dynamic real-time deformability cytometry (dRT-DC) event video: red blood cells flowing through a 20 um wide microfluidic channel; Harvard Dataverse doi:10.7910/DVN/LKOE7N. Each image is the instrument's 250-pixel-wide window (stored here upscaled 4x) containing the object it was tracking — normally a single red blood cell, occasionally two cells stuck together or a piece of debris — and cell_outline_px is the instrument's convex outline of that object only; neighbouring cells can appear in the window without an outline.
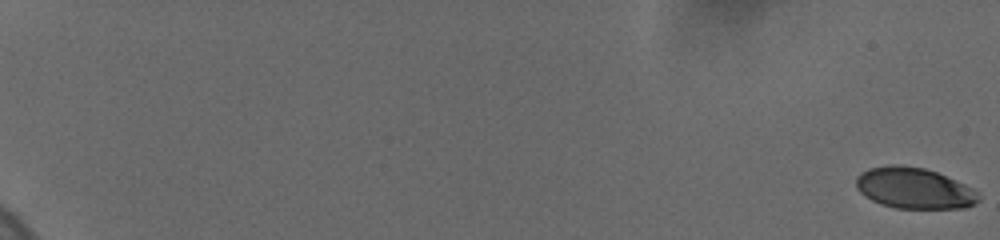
{"species": "human", "species_latin": "Homo sapiens", "temperature_condition": "cold", "stored_images_in_passage": 18, "camera_frame_rate_fps": 3000, "um_per_image_px": 0.085, "donor": {"sex": "female"}, "frame": {"image": 1, "passage_image": 1, "time_ms": 0.0, "image_size_px": [1000, 240], "cell_outline_px": [[980, 200], [976, 204], [964, 208], [896, 208], [880, 204], [864, 196], [856, 188], [856, 176], [860, 172], [868, 168], [888, 164], [900, 164], [924, 168], [936, 172], [956, 180], [980, 192]], "centroid_in_image_um": [77.69, 15.99], "position_along_channel_um": 7.3, "area_um2": 29.65}}
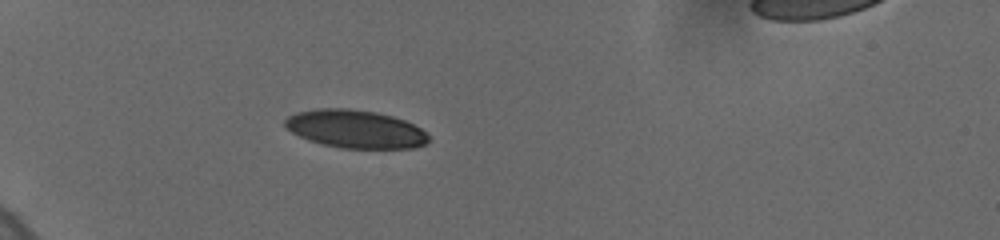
{"frame": {"image": 2, "passage_image": 16, "time_ms": 7.0, "image_size_px": [1000, 240], "cell_outline_px": [[432, 136], [424, 144], [412, 148], [340, 148], [320, 144], [308, 140], [284, 128], [284, 120], [288, 116], [296, 112], [320, 108], [348, 108], [376, 112], [392, 116], [404, 120], [420, 128]], "centroid_in_image_um": [30.18, 10.96], "position_along_channel_um": 54.8, "area_um2": 32.02}}
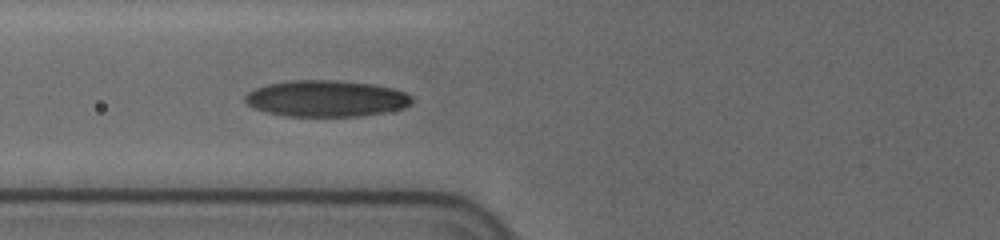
{"frame": {"image": 3, "passage_image": 18, "time_ms": 9.0, "image_size_px": [1000, 240], "cell_outline_px": [[412, 104], [404, 108], [384, 112], [360, 116], [288, 116], [264, 112], [248, 104], [244, 100], [244, 96], [248, 92], [256, 88], [268, 84], [292, 80], [336, 80], [372, 84], [392, 88], [404, 92], [412, 96]], "centroid_in_image_um": [27.73, 8.37], "position_along_channel_um": 98.1, "area_um2": 35.32}}